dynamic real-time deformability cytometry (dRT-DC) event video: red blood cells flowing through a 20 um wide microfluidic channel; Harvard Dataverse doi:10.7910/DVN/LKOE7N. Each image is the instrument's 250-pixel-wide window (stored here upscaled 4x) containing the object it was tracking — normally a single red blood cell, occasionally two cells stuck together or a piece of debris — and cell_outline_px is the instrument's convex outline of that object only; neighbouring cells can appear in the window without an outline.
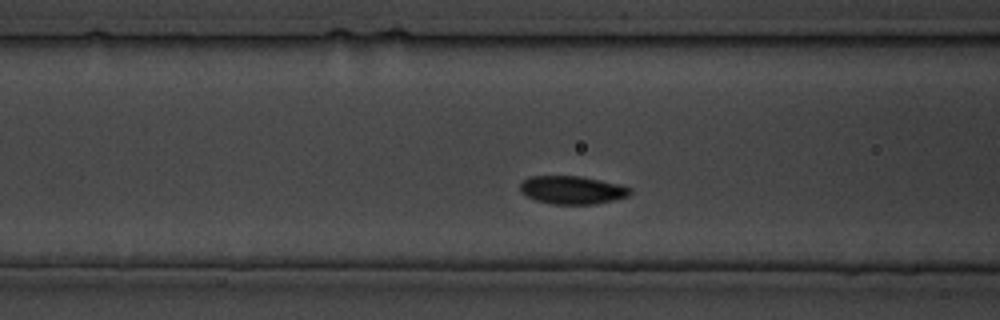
{"species": "common noctule bat (a hibernating species)", "species_latin": "Nyctalus noctula", "temperature_condition": "cold", "stored_images_in_passage": 27, "segment_of_instrument_passage": [1, 2], "camera_frame_rate_fps": 3000, "um_per_image_px": 0.085, "animal": {"sex": "male", "body_mass_g": 19.5, "forearm_length_mm": 54.6}, "frame": {"image": 1, "passage_image": 5, "time_ms": 4.667, "image_size_px": [1000, 320], "cell_outline_px": [[632, 192], [628, 196], [612, 200], [592, 204], [552, 204], [536, 200], [520, 192], [520, 184], [524, 180], [532, 176], [580, 176], [620, 184], [632, 188]], "centroid_in_image_um": [48.65, 16.14], "position_along_channel_um": 118.0, "area_um2": 17.92}}
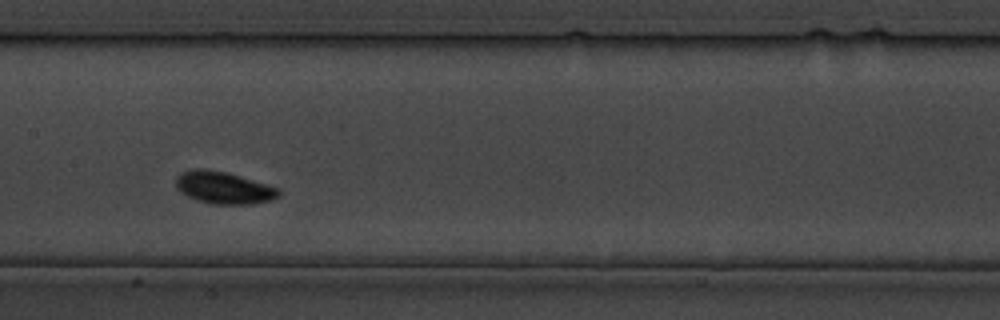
{"frame": {"image": 2, "passage_image": 9, "time_ms": 9.333, "image_size_px": [1000, 320], "cell_outline_px": [[280, 196], [272, 200], [252, 204], [212, 204], [196, 200], [180, 192], [176, 188], [176, 176], [180, 172], [192, 168], [204, 168], [224, 172], [240, 176], [280, 188]], "centroid_in_image_um": [19.0, 15.95], "position_along_channel_um": 188.4, "area_um2": 19.48}}
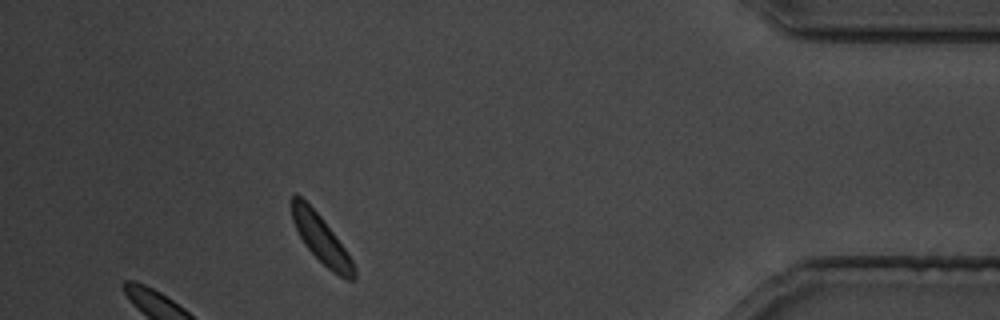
{"frame": {"image": 3, "passage_image": 23, "time_ms": 26.667, "image_size_px": [1000, 320], "cell_outline_px": [[356, 280], [348, 280], [332, 272], [304, 244], [292, 220], [292, 196], [296, 192], [320, 216], [344, 248], [352, 260], [356, 268]], "centroid_in_image_um": [27.31, 20.36], "position_along_channel_um": 407.9, "area_um2": 16.88}}